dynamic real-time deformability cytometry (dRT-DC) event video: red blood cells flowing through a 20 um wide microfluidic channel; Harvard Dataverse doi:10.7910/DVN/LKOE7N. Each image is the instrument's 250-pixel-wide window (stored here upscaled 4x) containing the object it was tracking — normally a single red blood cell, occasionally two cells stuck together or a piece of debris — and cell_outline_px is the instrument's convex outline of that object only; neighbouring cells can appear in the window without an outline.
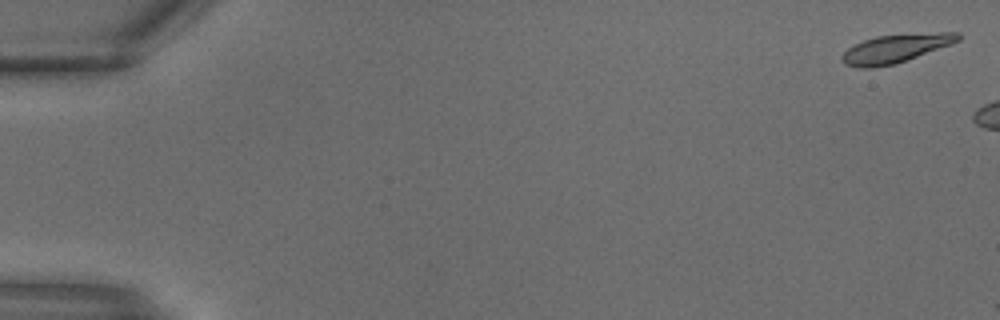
{"species": "common noctule bat (a hibernating species)", "species_latin": "Nyctalus noctula", "temperature_condition": "warm", "stored_images_in_passage": 2, "camera_frame_rate_fps": 3000, "um_per_image_px": 0.085, "animal": {"sex": "male", "body_mass_g": 18.8}, "frame": {"image": 1, "passage_image": 1, "time_ms": 0.0, "image_size_px": [1000, 320], "cell_outline_px": [[960, 40], [952, 44], [896, 64], [872, 68], [856, 68], [844, 64], [840, 60], [840, 56], [848, 48], [864, 40], [876, 36], [940, 32], [960, 32]], "centroid_in_image_um": [76.11, 4.14], "position_along_channel_um": 8.9, "area_um2": 19.36}}